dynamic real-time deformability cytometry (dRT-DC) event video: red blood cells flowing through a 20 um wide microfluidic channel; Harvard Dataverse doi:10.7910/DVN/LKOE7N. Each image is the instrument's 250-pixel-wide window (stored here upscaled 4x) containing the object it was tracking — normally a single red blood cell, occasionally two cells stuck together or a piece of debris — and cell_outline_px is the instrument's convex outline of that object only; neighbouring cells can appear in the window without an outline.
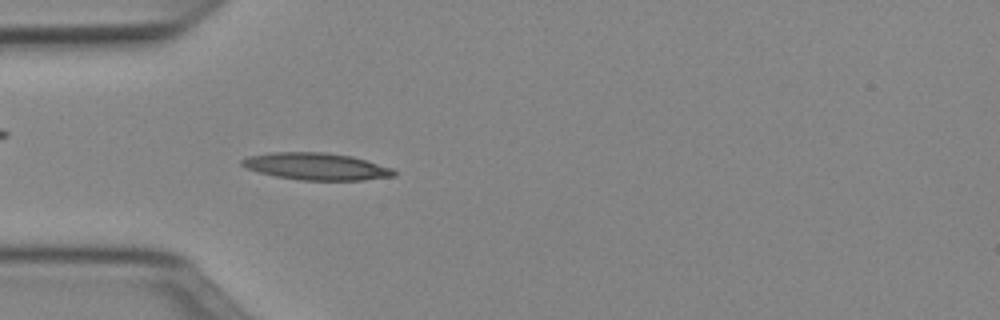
{"species": "Egyptian fruit bat (a non-hibernating species)", "species_latin": "Rousettus aegyptiacus", "temperature_condition": "cold", "stored_images_in_passage": 50, "camera_frame_rate_fps": 3000, "um_per_image_px": 0.085, "animal": {"sex": "female"}, "frame": {"image": 1, "passage_image": 14, "time_ms": 4.333, "image_size_px": [1000, 320], "cell_outline_px": [[396, 176], [364, 180], [300, 180], [276, 176], [244, 168], [240, 164], [240, 160], [248, 156], [272, 152], [324, 152], [352, 156], [392, 168], [396, 172]], "centroid_in_image_um": [26.87, 14.14], "position_along_channel_um": 58.1, "area_um2": 23.99}}
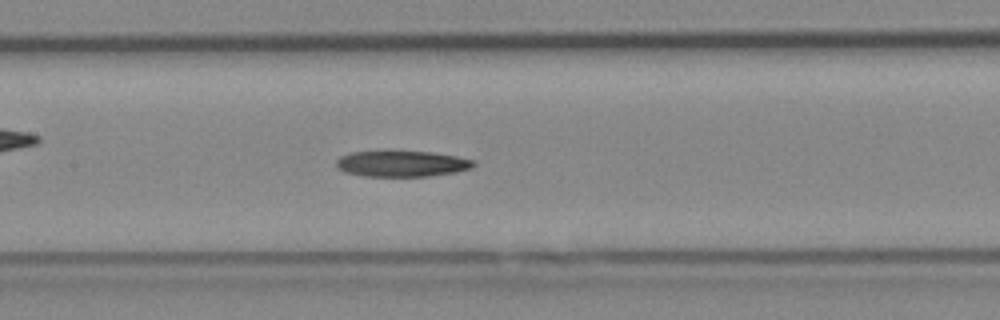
{"frame": {"image": 2, "passage_image": 23, "time_ms": 7.333, "image_size_px": [1000, 320], "cell_outline_px": [[476, 164], [472, 168], [456, 172], [428, 176], [364, 176], [344, 172], [336, 168], [336, 160], [340, 156], [348, 152], [384, 148], [388, 148], [432, 152], [456, 156], [476, 160]], "centroid_in_image_um": [34.09, 13.86], "position_along_channel_um": 173.3, "area_um2": 22.02}}
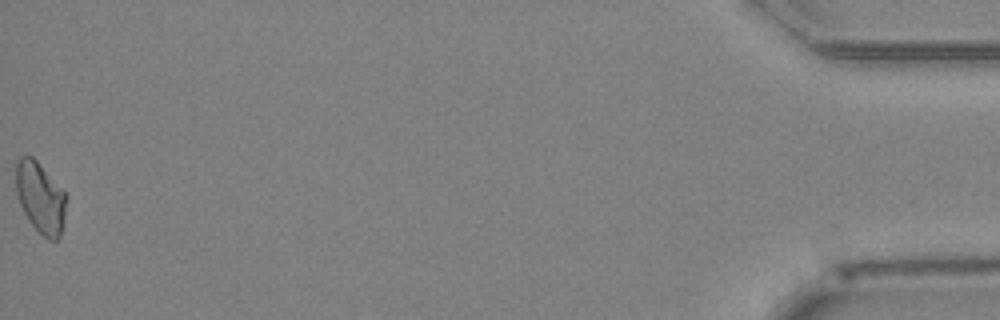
{"frame": {"image": 3, "passage_image": 50, "time_ms": 16.333, "image_size_px": [1000, 320], "cell_outline_px": [[68, 200], [60, 236], [56, 240], [48, 240], [28, 220], [20, 204], [16, 192], [16, 160], [20, 156], [32, 156], [64, 188], [68, 196]], "centroid_in_image_um": [3.46, 16.76], "position_along_channel_um": 431.7, "area_um2": 21.15}}